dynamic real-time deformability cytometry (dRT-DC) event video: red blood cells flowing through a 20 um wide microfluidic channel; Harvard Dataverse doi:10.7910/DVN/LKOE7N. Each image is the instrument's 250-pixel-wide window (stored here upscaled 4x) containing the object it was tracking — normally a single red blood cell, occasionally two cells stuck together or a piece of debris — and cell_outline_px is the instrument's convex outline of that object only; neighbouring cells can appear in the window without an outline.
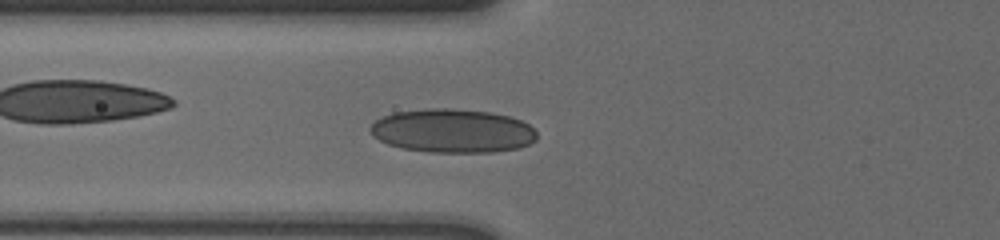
{"species": "human", "species_latin": "Homo sapiens", "temperature_condition": "cold", "stored_images_in_passage": 50, "camera_frame_rate_fps": 3000, "um_per_image_px": 0.085, "donor": {"sex": "male"}, "frame": {"image": 1, "passage_image": 16, "time_ms": 5.0, "image_size_px": [1000, 240], "cell_outline_px": [[536, 140], [520, 148], [492, 152], [428, 152], [404, 148], [388, 144], [372, 136], [368, 128], [376, 120], [384, 116], [396, 112], [428, 108], [448, 108], [492, 112], [508, 116], [520, 120], [528, 124], [536, 132]], "centroid_in_image_um": [38.46, 11.12], "position_along_channel_um": 87.3, "area_um2": 42.43}}
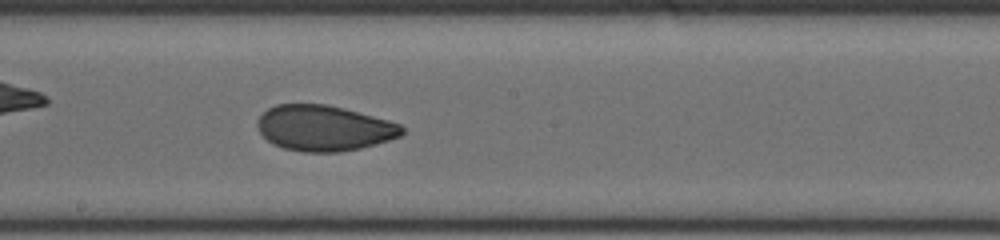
{"frame": {"image": 2, "passage_image": 27, "time_ms": 8.667, "image_size_px": [1000, 240], "cell_outline_px": [[404, 132], [400, 136], [376, 144], [360, 148], [340, 152], [304, 152], [284, 148], [272, 144], [260, 132], [256, 124], [256, 120], [268, 108], [276, 104], [328, 104], [344, 108], [388, 120], [400, 124], [404, 128]], "centroid_in_image_um": [27.53, 10.89], "position_along_channel_um": 220.7, "area_um2": 38.44}}
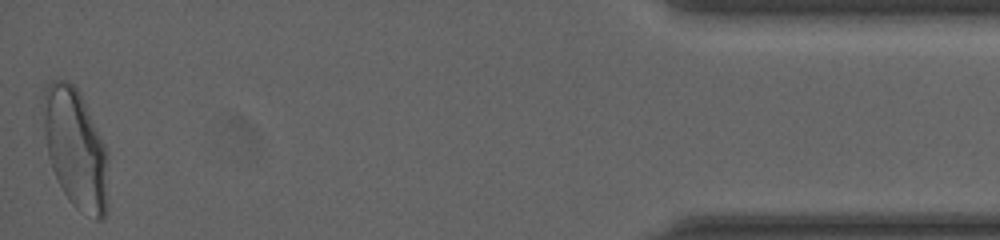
{"frame": {"image": 3, "passage_image": 50, "time_ms": 16.333, "image_size_px": [1000, 240], "cell_outline_px": [[108, 208], [104, 220], [96, 220], [76, 208], [68, 200], [52, 168], [48, 156], [44, 132], [40, 104], [44, 88], [52, 80], [68, 80], [80, 92], [104, 144], [108, 156]], "centroid_in_image_um": [6.41, 12.63], "position_along_channel_um": 428.8, "area_um2": 46.01}, "authors_computed_cell_mechanics": {"area_um2": 38.9572, "velocity_mm_per_s": 3.6114, "shape_relaxation_time_tau1_ms": 6.3263, "shape_relaxation_time_tau2_ms": 1.1068, "deformation_change_tau1": 0.1527, "deformation_change_tau2": 0.056}}